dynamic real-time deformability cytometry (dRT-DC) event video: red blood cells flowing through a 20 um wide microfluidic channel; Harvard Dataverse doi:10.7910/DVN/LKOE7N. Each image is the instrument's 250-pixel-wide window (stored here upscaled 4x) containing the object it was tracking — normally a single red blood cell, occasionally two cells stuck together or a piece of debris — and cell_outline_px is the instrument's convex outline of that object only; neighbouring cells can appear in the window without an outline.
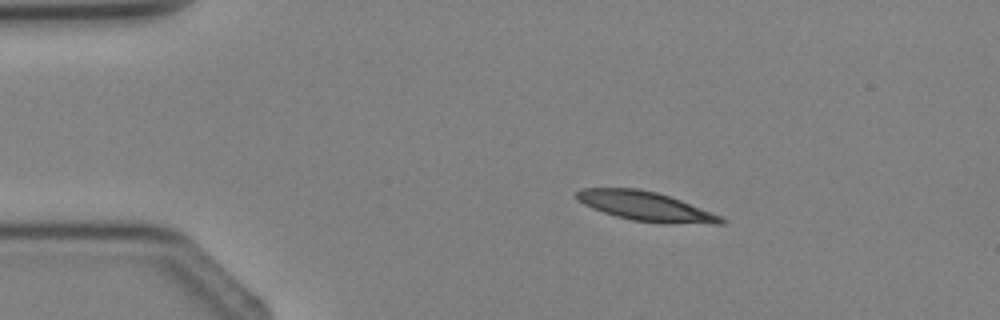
{"species": "Egyptian fruit bat (a non-hibernating species)", "species_latin": "Rousettus aegyptiacus", "temperature_condition": "cold", "stored_images_in_passage": 3, "camera_frame_rate_fps": 3000, "um_per_image_px": 0.085, "animal": {"sex": "female"}, "frame": {"image": 1, "passage_image": 1, "time_ms": 0.0, "image_size_px": [1000, 320], "cell_outline_px": [[728, 220], [724, 224], [712, 224], [632, 220], [616, 216], [592, 208], [576, 200], [576, 192], [580, 188], [640, 188], [656, 192], [680, 200], [720, 216]], "centroid_in_image_um": [54.82, 17.51], "position_along_channel_um": 30.2, "area_um2": 24.04}}